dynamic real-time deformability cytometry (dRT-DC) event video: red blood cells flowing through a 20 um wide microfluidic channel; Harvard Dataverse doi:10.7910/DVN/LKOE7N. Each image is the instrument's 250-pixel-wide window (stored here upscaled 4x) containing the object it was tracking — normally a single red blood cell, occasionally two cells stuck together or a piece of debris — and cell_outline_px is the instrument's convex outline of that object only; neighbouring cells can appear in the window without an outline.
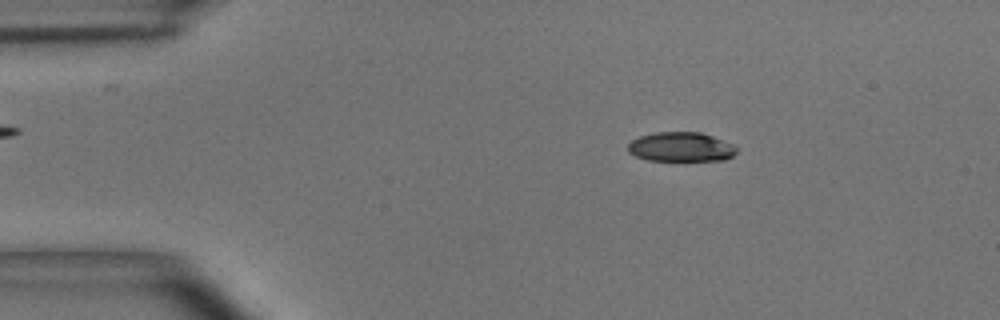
{"species": "common noctule bat (a hibernating species)", "species_latin": "Nyctalus noctula", "temperature_condition": "room temperature", "stored_images_in_passage": 53, "camera_frame_rate_fps": 3000, "um_per_image_px": 0.085, "animal": {"sex": "male", "body_mass_g": 15.6}, "frame": {"image": 1, "passage_image": 8, "time_ms": 2.333, "image_size_px": [1000, 320], "cell_outline_px": [[736, 152], [732, 156], [724, 160], [648, 160], [636, 156], [628, 152], [628, 144], [632, 140], [640, 136], [656, 132], [700, 132], [736, 144]], "centroid_in_image_um": [57.9, 12.48], "position_along_channel_um": 27.1, "area_um2": 18.61}}
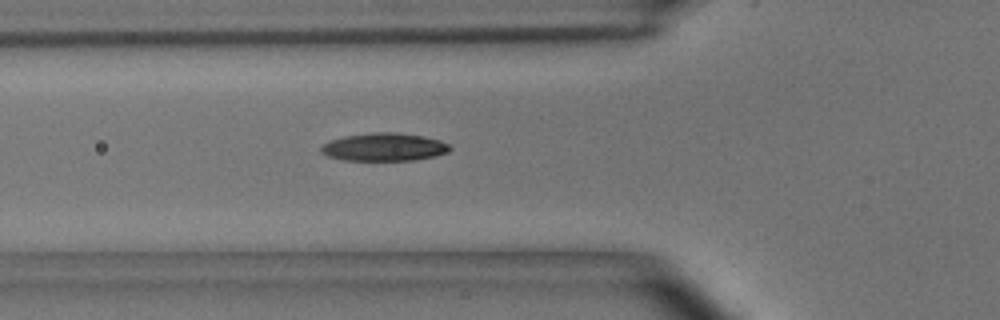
{"frame": {"image": 2, "passage_image": 18, "time_ms": 5.667, "image_size_px": [1000, 320], "cell_outline_px": [[452, 148], [448, 152], [436, 156], [416, 160], [344, 160], [328, 156], [320, 152], [320, 148], [328, 140], [344, 136], [372, 132], [396, 132], [424, 136], [440, 140], [448, 144]], "centroid_in_image_um": [32.65, 12.49], "position_along_channel_um": 93.1, "area_um2": 21.15}}
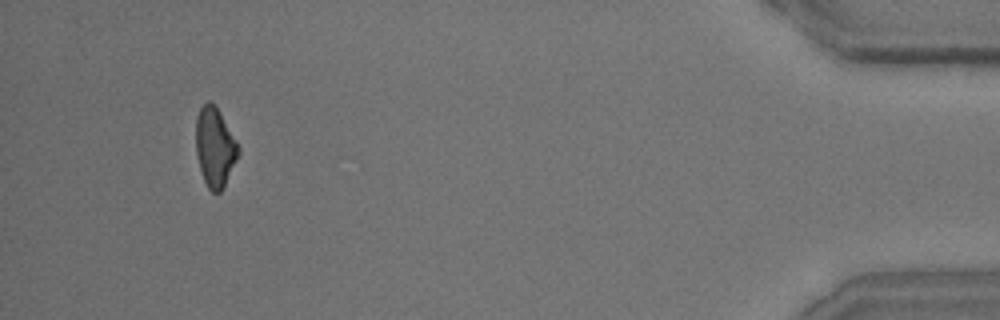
{"frame": {"image": 3, "passage_image": 50, "time_ms": 16.333, "image_size_px": [1000, 320], "cell_outline_px": [[240, 152], [220, 192], [212, 192], [208, 188], [204, 180], [200, 168], [196, 152], [196, 116], [200, 108], [208, 100], [216, 108], [236, 140], [240, 148]], "centroid_in_image_um": [18.25, 12.51], "position_along_channel_um": 417.0, "area_um2": 19.07}, "authors_computed_cell_mechanics": {"area_um2": 20.2878, "velocity_mm_per_s": 3.6848, "shape_relaxation_time_tau1_ms": 4.5941, "shape_relaxation_time_tau2_ms": 5.8325, "deformation_change_tau1": 0.1342, "deformation_change_tau2": 0.1262}}